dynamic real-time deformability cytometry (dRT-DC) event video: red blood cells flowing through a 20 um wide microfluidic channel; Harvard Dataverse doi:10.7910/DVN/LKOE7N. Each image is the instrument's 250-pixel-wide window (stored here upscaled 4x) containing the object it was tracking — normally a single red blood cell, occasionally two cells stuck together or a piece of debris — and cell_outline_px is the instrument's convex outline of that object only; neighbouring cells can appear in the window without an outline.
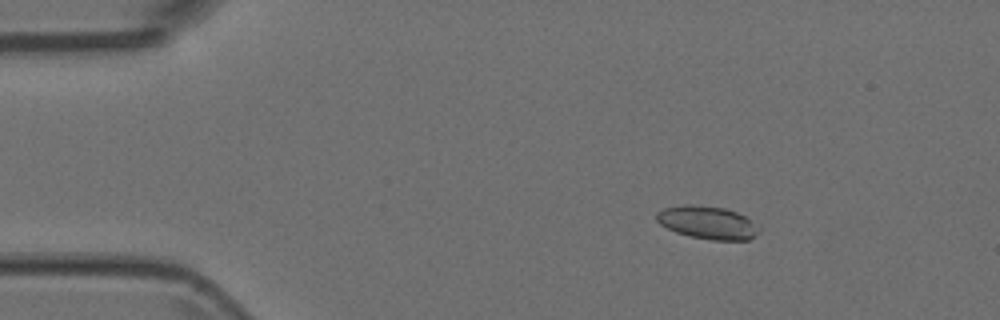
{"species": "Egyptian fruit bat (a non-hibernating species)", "species_latin": "Rousettus aegyptiacus", "temperature_condition": "room temperature", "stored_images_in_passage": 4, "camera_frame_rate_fps": 3000, "um_per_image_px": 0.085, "animal": {"sex": "female"}, "frame": {"image": 1, "passage_image": 2, "time_ms": 0.333, "image_size_px": [1000, 320], "cell_outline_px": [[760, 232], [748, 240], [712, 240], [688, 236], [676, 232], [660, 224], [656, 220], [656, 212], [664, 208], [684, 204], [692, 204], [724, 208], [736, 212], [744, 216], [760, 228]], "centroid_in_image_um": [60.12, 18.92], "position_along_channel_um": 24.9, "area_um2": 19.65}}